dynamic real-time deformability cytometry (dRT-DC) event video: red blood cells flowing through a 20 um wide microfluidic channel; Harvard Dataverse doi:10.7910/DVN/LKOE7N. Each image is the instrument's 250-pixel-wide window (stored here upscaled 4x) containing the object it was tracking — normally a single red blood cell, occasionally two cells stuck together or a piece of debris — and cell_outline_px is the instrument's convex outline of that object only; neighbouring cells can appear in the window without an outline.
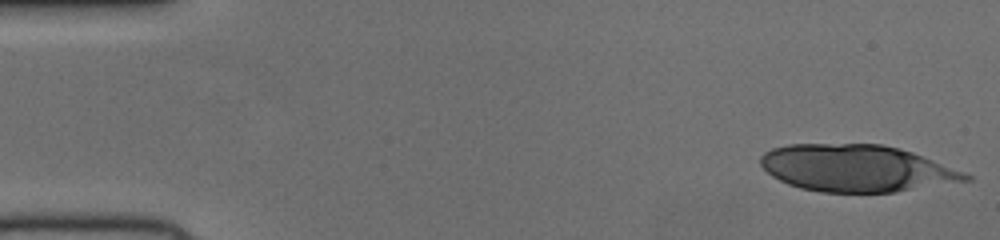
{"species": "human", "species_latin": "Homo sapiens", "temperature_condition": "cold", "stored_images_in_passage": 22, "camera_frame_rate_fps": 3000, "um_per_image_px": 0.085, "donor": {"sex": "female"}, "frame": {"image": 1, "passage_image": 1, "time_ms": 0.0, "image_size_px": [1000, 240], "cell_outline_px": [[972, 180], [896, 192], [820, 192], [800, 188], [788, 184], [772, 176], [760, 164], [760, 156], [764, 152], [772, 148], [788, 144], [880, 144], [912, 152], [964, 172], [972, 176]], "centroid_in_image_um": [72.78, 14.3], "position_along_channel_um": 12.2, "area_um2": 55.83}}
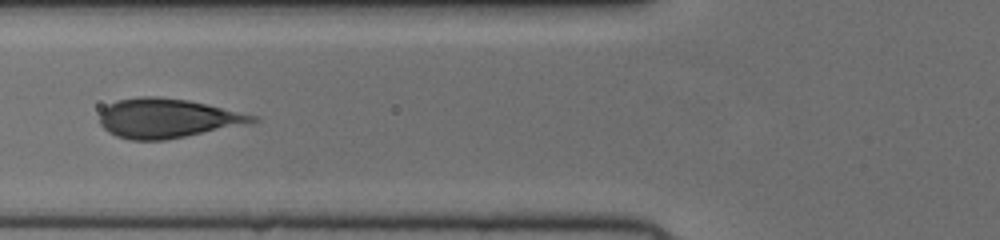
{"frame": {"image": 2, "passage_image": 19, "time_ms": 6.0, "image_size_px": [1000, 240], "cell_outline_px": [[260, 120], [252, 124], [164, 140], [128, 140], [116, 136], [108, 132], [100, 124], [100, 112], [108, 104], [116, 100], [136, 96], [160, 96], [188, 100], [260, 116]], "centroid_in_image_um": [14.25, 10.05], "position_along_channel_um": 111.6, "area_um2": 35.55}}